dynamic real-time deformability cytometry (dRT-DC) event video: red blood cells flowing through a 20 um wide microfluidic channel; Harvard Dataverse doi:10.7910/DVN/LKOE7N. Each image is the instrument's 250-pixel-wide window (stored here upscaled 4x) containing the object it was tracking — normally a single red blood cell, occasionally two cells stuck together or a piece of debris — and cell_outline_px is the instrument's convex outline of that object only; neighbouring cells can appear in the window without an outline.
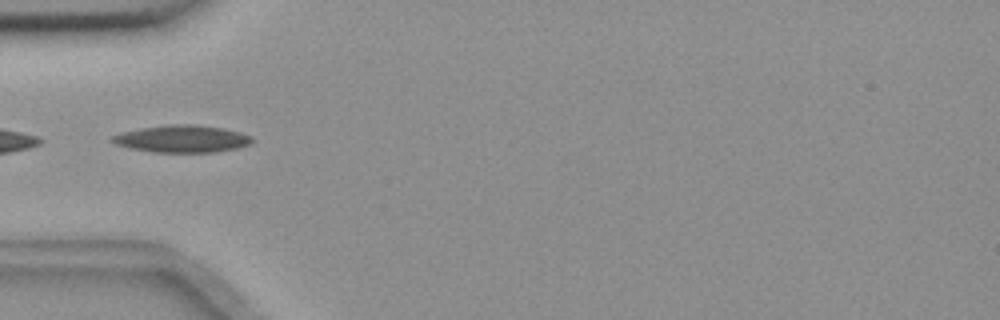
{"species": "common noctule bat (a hibernating species)", "species_latin": "Nyctalus noctula", "temperature_condition": "room temperature", "stored_images_in_passage": 2, "camera_frame_rate_fps": 3000, "um_per_image_px": 0.085, "animal": {"sex": "female", "body_mass_g": 18.4}, "frame": {"image": 1, "passage_image": 1, "time_ms": 0.0, "image_size_px": [1000, 320], "cell_outline_px": [[252, 144], [236, 148], [216, 152], [156, 152], [128, 148], [116, 144], [108, 140], [112, 136], [120, 132], [168, 124], [196, 124], [224, 128], [240, 132], [252, 136]], "centroid_in_image_um": [15.48, 11.79], "position_along_channel_um": 69.5, "area_um2": 22.31}}
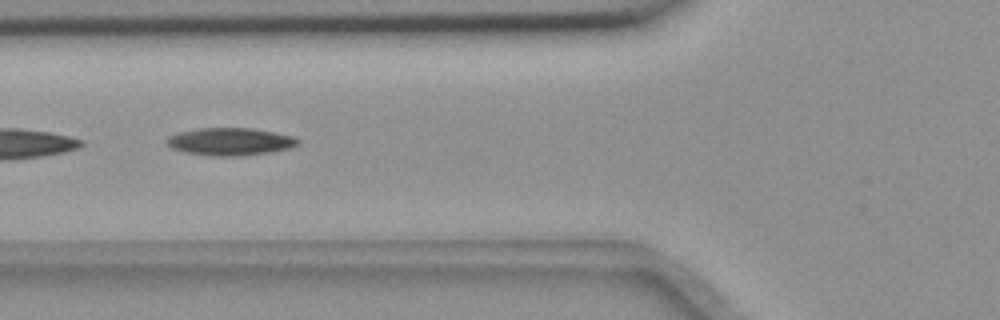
{"frame": {"image": 2, "passage_image": 2, "time_ms": 0.333, "image_size_px": [1000, 320], "cell_outline_px": [[300, 144], [288, 148], [268, 152], [244, 156], [212, 156], [184, 152], [172, 148], [164, 140], [168, 136], [180, 132], [196, 128], [252, 128], [296, 136], [300, 140]], "centroid_in_image_um": [19.57, 12.03], "position_along_channel_um": 106.2, "area_um2": 21.21}}